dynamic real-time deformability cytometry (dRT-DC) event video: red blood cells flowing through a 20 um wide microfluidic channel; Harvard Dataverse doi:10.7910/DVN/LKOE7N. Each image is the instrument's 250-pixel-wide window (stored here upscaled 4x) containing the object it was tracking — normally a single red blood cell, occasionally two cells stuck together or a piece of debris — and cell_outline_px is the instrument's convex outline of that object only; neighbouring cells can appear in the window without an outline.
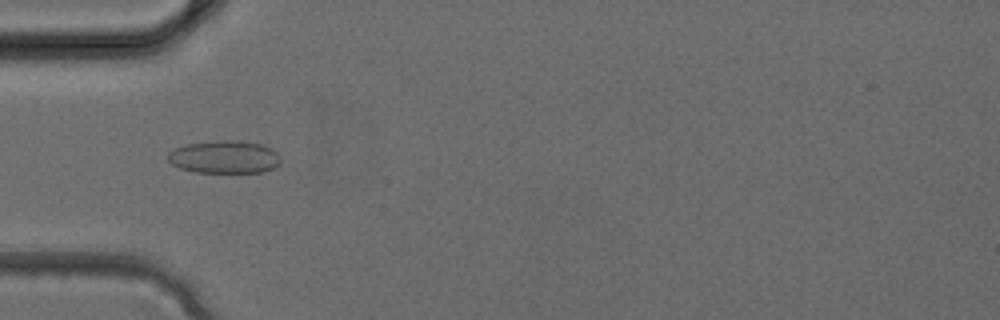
{"species": "common noctule bat (a hibernating species)", "species_latin": "Nyctalus noctula", "temperature_condition": "cold", "stored_images_in_passage": 1, "camera_frame_rate_fps": 3000, "um_per_image_px": 0.085, "animal": {"sex": "female", "body_mass_g": 24.6, "forearm_length_mm": 56.2}, "frame": {"image": 1, "passage_image": 1, "time_ms": 0.0, "image_size_px": [1000, 320], "cell_outline_px": [[280, 164], [264, 172], [196, 172], [180, 168], [172, 164], [168, 160], [168, 152], [176, 148], [188, 144], [220, 140], [236, 140], [260, 144], [272, 148], [280, 156]], "centroid_in_image_um": [19.09, 13.34], "position_along_channel_um": 65.9, "area_um2": 21.44}}